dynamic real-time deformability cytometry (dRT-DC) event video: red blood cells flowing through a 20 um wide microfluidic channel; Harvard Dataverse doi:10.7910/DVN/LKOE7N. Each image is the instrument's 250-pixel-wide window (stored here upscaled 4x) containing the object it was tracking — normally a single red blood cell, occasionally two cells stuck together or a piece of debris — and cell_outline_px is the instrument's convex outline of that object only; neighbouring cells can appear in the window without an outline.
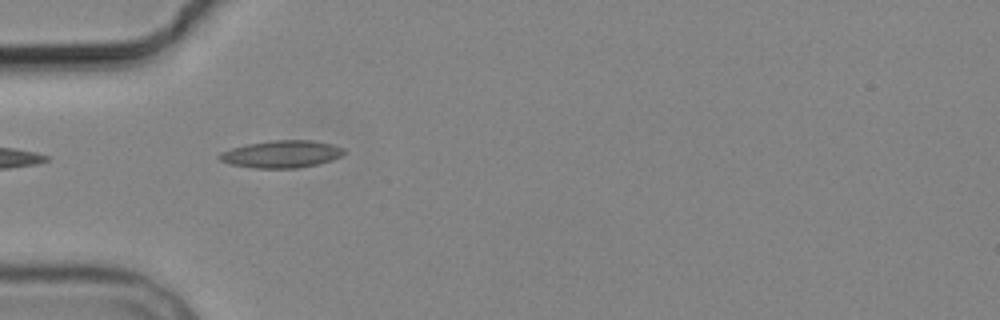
{"species": "common noctule bat (a hibernating species)", "species_latin": "Nyctalus noctula", "temperature_condition": "cold", "stored_images_in_passage": 5, "camera_frame_rate_fps": 3000, "um_per_image_px": 0.085, "animal": {"sex": "male", "body_mass_g": 19.2, "forearm_length_mm": 51.8}, "frame": {"image": 1, "passage_image": 4, "time_ms": 4.667, "image_size_px": [1000, 320], "cell_outline_px": [[348, 152], [332, 160], [316, 164], [296, 168], [256, 168], [228, 164], [220, 160], [216, 156], [220, 152], [232, 148], [248, 144], [272, 140], [312, 140], [332, 144], [344, 148]], "centroid_in_image_um": [23.93, 13.09], "position_along_channel_um": 61.1, "area_um2": 19.88}}
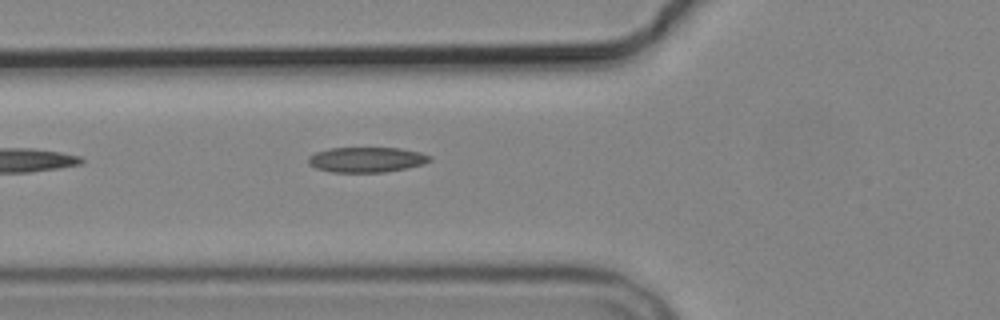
{"frame": {"image": 2, "passage_image": 5, "time_ms": 5.667, "image_size_px": [1000, 320], "cell_outline_px": [[432, 160], [424, 164], [384, 172], [332, 172], [316, 168], [308, 164], [308, 156], [316, 152], [328, 148], [400, 148], [420, 152], [432, 156]], "centroid_in_image_um": [31.15, 13.56], "position_along_channel_um": 94.6, "area_um2": 17.86}}